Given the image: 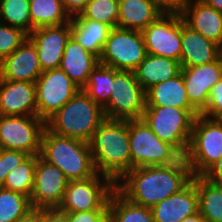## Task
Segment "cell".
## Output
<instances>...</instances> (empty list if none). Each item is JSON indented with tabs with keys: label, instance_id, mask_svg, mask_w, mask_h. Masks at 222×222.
I'll list each match as a JSON object with an SVG mask.
<instances>
[{
	"label": "cell",
	"instance_id": "cell-1",
	"mask_svg": "<svg viewBox=\"0 0 222 222\" xmlns=\"http://www.w3.org/2000/svg\"><path fill=\"white\" fill-rule=\"evenodd\" d=\"M193 178L185 157L171 165L137 167L126 172L115 188L131 202L152 208L179 192Z\"/></svg>",
	"mask_w": 222,
	"mask_h": 222
},
{
	"label": "cell",
	"instance_id": "cell-2",
	"mask_svg": "<svg viewBox=\"0 0 222 222\" xmlns=\"http://www.w3.org/2000/svg\"><path fill=\"white\" fill-rule=\"evenodd\" d=\"M89 144L97 173L108 176L116 183L132 170L128 121L105 119Z\"/></svg>",
	"mask_w": 222,
	"mask_h": 222
},
{
	"label": "cell",
	"instance_id": "cell-3",
	"mask_svg": "<svg viewBox=\"0 0 222 222\" xmlns=\"http://www.w3.org/2000/svg\"><path fill=\"white\" fill-rule=\"evenodd\" d=\"M105 119L104 109L80 89L46 121V128L55 135L89 143Z\"/></svg>",
	"mask_w": 222,
	"mask_h": 222
},
{
	"label": "cell",
	"instance_id": "cell-4",
	"mask_svg": "<svg viewBox=\"0 0 222 222\" xmlns=\"http://www.w3.org/2000/svg\"><path fill=\"white\" fill-rule=\"evenodd\" d=\"M40 156L57 166L69 181L84 180L97 173L88 142L55 135L47 128L42 134Z\"/></svg>",
	"mask_w": 222,
	"mask_h": 222
},
{
	"label": "cell",
	"instance_id": "cell-5",
	"mask_svg": "<svg viewBox=\"0 0 222 222\" xmlns=\"http://www.w3.org/2000/svg\"><path fill=\"white\" fill-rule=\"evenodd\" d=\"M199 114L196 109L145 106L141 119L160 140L172 145L184 157L190 143L193 122Z\"/></svg>",
	"mask_w": 222,
	"mask_h": 222
},
{
	"label": "cell",
	"instance_id": "cell-6",
	"mask_svg": "<svg viewBox=\"0 0 222 222\" xmlns=\"http://www.w3.org/2000/svg\"><path fill=\"white\" fill-rule=\"evenodd\" d=\"M222 156V119L199 114L192 126L185 160L193 176H202Z\"/></svg>",
	"mask_w": 222,
	"mask_h": 222
},
{
	"label": "cell",
	"instance_id": "cell-7",
	"mask_svg": "<svg viewBox=\"0 0 222 222\" xmlns=\"http://www.w3.org/2000/svg\"><path fill=\"white\" fill-rule=\"evenodd\" d=\"M128 134L132 169L171 165L182 157L172 145L160 140L142 119L128 121Z\"/></svg>",
	"mask_w": 222,
	"mask_h": 222
},
{
	"label": "cell",
	"instance_id": "cell-8",
	"mask_svg": "<svg viewBox=\"0 0 222 222\" xmlns=\"http://www.w3.org/2000/svg\"><path fill=\"white\" fill-rule=\"evenodd\" d=\"M146 105L145 91L133 71L115 69L109 103L103 108L106 119H141Z\"/></svg>",
	"mask_w": 222,
	"mask_h": 222
},
{
	"label": "cell",
	"instance_id": "cell-9",
	"mask_svg": "<svg viewBox=\"0 0 222 222\" xmlns=\"http://www.w3.org/2000/svg\"><path fill=\"white\" fill-rule=\"evenodd\" d=\"M114 189L115 182L100 173L84 180H71L58 209L64 213H75L109 208V198Z\"/></svg>",
	"mask_w": 222,
	"mask_h": 222
},
{
	"label": "cell",
	"instance_id": "cell-10",
	"mask_svg": "<svg viewBox=\"0 0 222 222\" xmlns=\"http://www.w3.org/2000/svg\"><path fill=\"white\" fill-rule=\"evenodd\" d=\"M147 55L141 31L112 28L99 63L116 70L134 71Z\"/></svg>",
	"mask_w": 222,
	"mask_h": 222
},
{
	"label": "cell",
	"instance_id": "cell-11",
	"mask_svg": "<svg viewBox=\"0 0 222 222\" xmlns=\"http://www.w3.org/2000/svg\"><path fill=\"white\" fill-rule=\"evenodd\" d=\"M46 122L35 116L0 115V145L2 149L40 155L41 139Z\"/></svg>",
	"mask_w": 222,
	"mask_h": 222
},
{
	"label": "cell",
	"instance_id": "cell-12",
	"mask_svg": "<svg viewBox=\"0 0 222 222\" xmlns=\"http://www.w3.org/2000/svg\"><path fill=\"white\" fill-rule=\"evenodd\" d=\"M35 86L37 116L45 122L80 90L60 68L43 71Z\"/></svg>",
	"mask_w": 222,
	"mask_h": 222
},
{
	"label": "cell",
	"instance_id": "cell-13",
	"mask_svg": "<svg viewBox=\"0 0 222 222\" xmlns=\"http://www.w3.org/2000/svg\"><path fill=\"white\" fill-rule=\"evenodd\" d=\"M181 18L180 13H162L141 31L148 54L181 61Z\"/></svg>",
	"mask_w": 222,
	"mask_h": 222
},
{
	"label": "cell",
	"instance_id": "cell-14",
	"mask_svg": "<svg viewBox=\"0 0 222 222\" xmlns=\"http://www.w3.org/2000/svg\"><path fill=\"white\" fill-rule=\"evenodd\" d=\"M69 180L53 164L38 155L34 173V185L30 196L31 205L36 209H58Z\"/></svg>",
	"mask_w": 222,
	"mask_h": 222
},
{
	"label": "cell",
	"instance_id": "cell-15",
	"mask_svg": "<svg viewBox=\"0 0 222 222\" xmlns=\"http://www.w3.org/2000/svg\"><path fill=\"white\" fill-rule=\"evenodd\" d=\"M181 73L187 98L190 104L201 113L208 105L211 89L222 78L221 57L209 64L181 67Z\"/></svg>",
	"mask_w": 222,
	"mask_h": 222
},
{
	"label": "cell",
	"instance_id": "cell-16",
	"mask_svg": "<svg viewBox=\"0 0 222 222\" xmlns=\"http://www.w3.org/2000/svg\"><path fill=\"white\" fill-rule=\"evenodd\" d=\"M71 37V22L34 29L28 38L34 43L42 71L60 67L66 43Z\"/></svg>",
	"mask_w": 222,
	"mask_h": 222
},
{
	"label": "cell",
	"instance_id": "cell-17",
	"mask_svg": "<svg viewBox=\"0 0 222 222\" xmlns=\"http://www.w3.org/2000/svg\"><path fill=\"white\" fill-rule=\"evenodd\" d=\"M42 72L37 49L29 38L0 62V78L4 80L35 83Z\"/></svg>",
	"mask_w": 222,
	"mask_h": 222
},
{
	"label": "cell",
	"instance_id": "cell-18",
	"mask_svg": "<svg viewBox=\"0 0 222 222\" xmlns=\"http://www.w3.org/2000/svg\"><path fill=\"white\" fill-rule=\"evenodd\" d=\"M0 115H37L35 83L0 78Z\"/></svg>",
	"mask_w": 222,
	"mask_h": 222
},
{
	"label": "cell",
	"instance_id": "cell-19",
	"mask_svg": "<svg viewBox=\"0 0 222 222\" xmlns=\"http://www.w3.org/2000/svg\"><path fill=\"white\" fill-rule=\"evenodd\" d=\"M198 211L196 176L179 192L151 208L154 222H180Z\"/></svg>",
	"mask_w": 222,
	"mask_h": 222
},
{
	"label": "cell",
	"instance_id": "cell-20",
	"mask_svg": "<svg viewBox=\"0 0 222 222\" xmlns=\"http://www.w3.org/2000/svg\"><path fill=\"white\" fill-rule=\"evenodd\" d=\"M184 23L222 48V13L201 0L189 1L180 12Z\"/></svg>",
	"mask_w": 222,
	"mask_h": 222
},
{
	"label": "cell",
	"instance_id": "cell-21",
	"mask_svg": "<svg viewBox=\"0 0 222 222\" xmlns=\"http://www.w3.org/2000/svg\"><path fill=\"white\" fill-rule=\"evenodd\" d=\"M181 67L209 64L220 56V47L187 26L181 18Z\"/></svg>",
	"mask_w": 222,
	"mask_h": 222
},
{
	"label": "cell",
	"instance_id": "cell-22",
	"mask_svg": "<svg viewBox=\"0 0 222 222\" xmlns=\"http://www.w3.org/2000/svg\"><path fill=\"white\" fill-rule=\"evenodd\" d=\"M99 64V58L88 52L71 35L62 56L60 69L82 89L94 68Z\"/></svg>",
	"mask_w": 222,
	"mask_h": 222
},
{
	"label": "cell",
	"instance_id": "cell-23",
	"mask_svg": "<svg viewBox=\"0 0 222 222\" xmlns=\"http://www.w3.org/2000/svg\"><path fill=\"white\" fill-rule=\"evenodd\" d=\"M162 13L152 0H119L117 27L143 31Z\"/></svg>",
	"mask_w": 222,
	"mask_h": 222
},
{
	"label": "cell",
	"instance_id": "cell-24",
	"mask_svg": "<svg viewBox=\"0 0 222 222\" xmlns=\"http://www.w3.org/2000/svg\"><path fill=\"white\" fill-rule=\"evenodd\" d=\"M133 72L146 92L157 83L177 76L181 72V65L179 61L172 58L147 53L145 59Z\"/></svg>",
	"mask_w": 222,
	"mask_h": 222
},
{
	"label": "cell",
	"instance_id": "cell-25",
	"mask_svg": "<svg viewBox=\"0 0 222 222\" xmlns=\"http://www.w3.org/2000/svg\"><path fill=\"white\" fill-rule=\"evenodd\" d=\"M145 106H169L180 109H195L186 95L182 73L174 78L159 82L145 92Z\"/></svg>",
	"mask_w": 222,
	"mask_h": 222
},
{
	"label": "cell",
	"instance_id": "cell-26",
	"mask_svg": "<svg viewBox=\"0 0 222 222\" xmlns=\"http://www.w3.org/2000/svg\"><path fill=\"white\" fill-rule=\"evenodd\" d=\"M70 22L71 35L88 52L100 58L112 28L91 19H70Z\"/></svg>",
	"mask_w": 222,
	"mask_h": 222
},
{
	"label": "cell",
	"instance_id": "cell-27",
	"mask_svg": "<svg viewBox=\"0 0 222 222\" xmlns=\"http://www.w3.org/2000/svg\"><path fill=\"white\" fill-rule=\"evenodd\" d=\"M109 222H154L151 208L135 204L116 188L109 198Z\"/></svg>",
	"mask_w": 222,
	"mask_h": 222
},
{
	"label": "cell",
	"instance_id": "cell-28",
	"mask_svg": "<svg viewBox=\"0 0 222 222\" xmlns=\"http://www.w3.org/2000/svg\"><path fill=\"white\" fill-rule=\"evenodd\" d=\"M198 208L206 222H222V188L196 176Z\"/></svg>",
	"mask_w": 222,
	"mask_h": 222
},
{
	"label": "cell",
	"instance_id": "cell-29",
	"mask_svg": "<svg viewBox=\"0 0 222 222\" xmlns=\"http://www.w3.org/2000/svg\"><path fill=\"white\" fill-rule=\"evenodd\" d=\"M30 19L33 30L44 26L68 23L70 15L63 8L61 0H29Z\"/></svg>",
	"mask_w": 222,
	"mask_h": 222
},
{
	"label": "cell",
	"instance_id": "cell-30",
	"mask_svg": "<svg viewBox=\"0 0 222 222\" xmlns=\"http://www.w3.org/2000/svg\"><path fill=\"white\" fill-rule=\"evenodd\" d=\"M114 76V68L99 63L89 75L82 90L104 108L109 103Z\"/></svg>",
	"mask_w": 222,
	"mask_h": 222
},
{
	"label": "cell",
	"instance_id": "cell-31",
	"mask_svg": "<svg viewBox=\"0 0 222 222\" xmlns=\"http://www.w3.org/2000/svg\"><path fill=\"white\" fill-rule=\"evenodd\" d=\"M37 158L38 155H30L21 164L11 170L2 188L23 194L30 198L34 185Z\"/></svg>",
	"mask_w": 222,
	"mask_h": 222
},
{
	"label": "cell",
	"instance_id": "cell-32",
	"mask_svg": "<svg viewBox=\"0 0 222 222\" xmlns=\"http://www.w3.org/2000/svg\"><path fill=\"white\" fill-rule=\"evenodd\" d=\"M29 0H0V22L22 29L28 35L33 31Z\"/></svg>",
	"mask_w": 222,
	"mask_h": 222
},
{
	"label": "cell",
	"instance_id": "cell-33",
	"mask_svg": "<svg viewBox=\"0 0 222 222\" xmlns=\"http://www.w3.org/2000/svg\"><path fill=\"white\" fill-rule=\"evenodd\" d=\"M32 209L29 197L0 187V222H16Z\"/></svg>",
	"mask_w": 222,
	"mask_h": 222
},
{
	"label": "cell",
	"instance_id": "cell-34",
	"mask_svg": "<svg viewBox=\"0 0 222 222\" xmlns=\"http://www.w3.org/2000/svg\"><path fill=\"white\" fill-rule=\"evenodd\" d=\"M119 0H90L80 14L70 19H91L117 27Z\"/></svg>",
	"mask_w": 222,
	"mask_h": 222
},
{
	"label": "cell",
	"instance_id": "cell-35",
	"mask_svg": "<svg viewBox=\"0 0 222 222\" xmlns=\"http://www.w3.org/2000/svg\"><path fill=\"white\" fill-rule=\"evenodd\" d=\"M28 34L22 29L0 22V62L14 52Z\"/></svg>",
	"mask_w": 222,
	"mask_h": 222
},
{
	"label": "cell",
	"instance_id": "cell-36",
	"mask_svg": "<svg viewBox=\"0 0 222 222\" xmlns=\"http://www.w3.org/2000/svg\"><path fill=\"white\" fill-rule=\"evenodd\" d=\"M30 155L23 151L2 149L0 152V187L6 181L7 175Z\"/></svg>",
	"mask_w": 222,
	"mask_h": 222
},
{
	"label": "cell",
	"instance_id": "cell-37",
	"mask_svg": "<svg viewBox=\"0 0 222 222\" xmlns=\"http://www.w3.org/2000/svg\"><path fill=\"white\" fill-rule=\"evenodd\" d=\"M200 114L209 118L222 119V78L211 89L208 105Z\"/></svg>",
	"mask_w": 222,
	"mask_h": 222
},
{
	"label": "cell",
	"instance_id": "cell-38",
	"mask_svg": "<svg viewBox=\"0 0 222 222\" xmlns=\"http://www.w3.org/2000/svg\"><path fill=\"white\" fill-rule=\"evenodd\" d=\"M68 222H109V209L99 208L98 210L65 213Z\"/></svg>",
	"mask_w": 222,
	"mask_h": 222
},
{
	"label": "cell",
	"instance_id": "cell-39",
	"mask_svg": "<svg viewBox=\"0 0 222 222\" xmlns=\"http://www.w3.org/2000/svg\"><path fill=\"white\" fill-rule=\"evenodd\" d=\"M164 13H180L186 0H152Z\"/></svg>",
	"mask_w": 222,
	"mask_h": 222
},
{
	"label": "cell",
	"instance_id": "cell-40",
	"mask_svg": "<svg viewBox=\"0 0 222 222\" xmlns=\"http://www.w3.org/2000/svg\"><path fill=\"white\" fill-rule=\"evenodd\" d=\"M202 176L215 185H222V156Z\"/></svg>",
	"mask_w": 222,
	"mask_h": 222
},
{
	"label": "cell",
	"instance_id": "cell-41",
	"mask_svg": "<svg viewBox=\"0 0 222 222\" xmlns=\"http://www.w3.org/2000/svg\"><path fill=\"white\" fill-rule=\"evenodd\" d=\"M40 222H68V219L59 209H40Z\"/></svg>",
	"mask_w": 222,
	"mask_h": 222
},
{
	"label": "cell",
	"instance_id": "cell-42",
	"mask_svg": "<svg viewBox=\"0 0 222 222\" xmlns=\"http://www.w3.org/2000/svg\"><path fill=\"white\" fill-rule=\"evenodd\" d=\"M90 0H61L63 8L70 17L80 14Z\"/></svg>",
	"mask_w": 222,
	"mask_h": 222
},
{
	"label": "cell",
	"instance_id": "cell-43",
	"mask_svg": "<svg viewBox=\"0 0 222 222\" xmlns=\"http://www.w3.org/2000/svg\"><path fill=\"white\" fill-rule=\"evenodd\" d=\"M16 222H40V209L33 208Z\"/></svg>",
	"mask_w": 222,
	"mask_h": 222
},
{
	"label": "cell",
	"instance_id": "cell-44",
	"mask_svg": "<svg viewBox=\"0 0 222 222\" xmlns=\"http://www.w3.org/2000/svg\"><path fill=\"white\" fill-rule=\"evenodd\" d=\"M206 5L216 9L218 12L222 13V0H201Z\"/></svg>",
	"mask_w": 222,
	"mask_h": 222
},
{
	"label": "cell",
	"instance_id": "cell-45",
	"mask_svg": "<svg viewBox=\"0 0 222 222\" xmlns=\"http://www.w3.org/2000/svg\"><path fill=\"white\" fill-rule=\"evenodd\" d=\"M180 222H206V220L203 218V216L198 211L194 215L188 216L181 220Z\"/></svg>",
	"mask_w": 222,
	"mask_h": 222
},
{
	"label": "cell",
	"instance_id": "cell-46",
	"mask_svg": "<svg viewBox=\"0 0 222 222\" xmlns=\"http://www.w3.org/2000/svg\"><path fill=\"white\" fill-rule=\"evenodd\" d=\"M220 57H221V60H222V48H220Z\"/></svg>",
	"mask_w": 222,
	"mask_h": 222
}]
</instances>
